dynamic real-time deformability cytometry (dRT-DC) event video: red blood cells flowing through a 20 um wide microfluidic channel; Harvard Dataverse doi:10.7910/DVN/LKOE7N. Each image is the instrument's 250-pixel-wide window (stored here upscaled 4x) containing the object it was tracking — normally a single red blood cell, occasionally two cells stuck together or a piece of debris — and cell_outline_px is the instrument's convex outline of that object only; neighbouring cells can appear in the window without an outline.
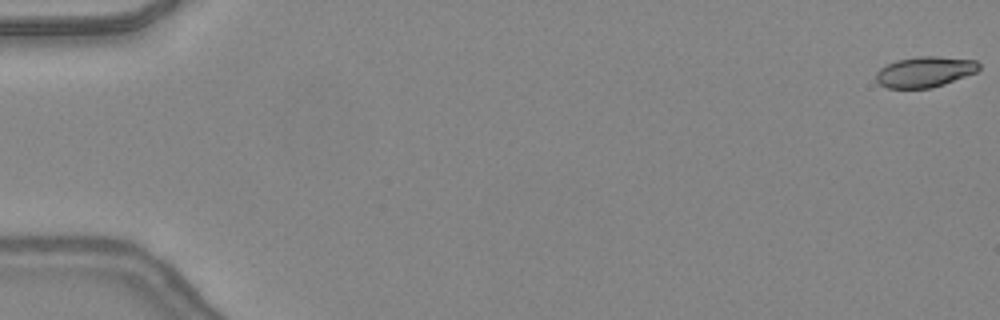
{"species": "common noctule bat (a hibernating species)", "species_latin": "Nyctalus noctula", "temperature_condition": "warm", "stored_images_in_passage": 48, "camera_frame_rate_fps": 3000, "um_per_image_px": 0.085, "animal": {"sex": "female", "body_mass_g": 24.6, "forearm_length_mm": 56.2}, "frame": {"image": 1, "passage_image": 1, "time_ms": 0.0, "image_size_px": [1000, 320], "cell_outline_px": [[980, 68], [976, 72], [944, 84], [932, 88], [888, 88], [880, 84], [876, 80], [876, 72], [880, 68], [896, 60], [920, 56], [936, 56], [976, 60], [980, 64]], "centroid_in_image_um": [78.61, 6.1], "position_along_channel_um": 6.4, "area_um2": 18.32}}
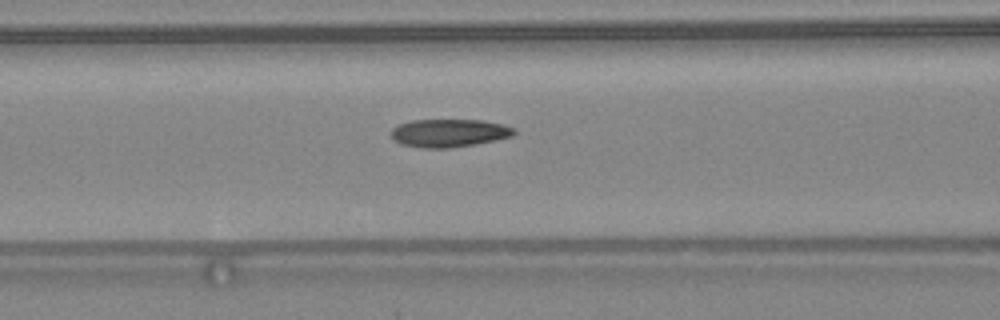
{"frame": {"image": 2, "passage_image": 21, "time_ms": 6.667, "image_size_px": [1000, 320], "cell_outline_px": [[516, 132], [512, 136], [496, 140], [476, 144], [448, 148], [420, 148], [400, 144], [388, 132], [392, 128], [400, 124], [412, 120], [480, 120], [500, 124], [516, 128]], "centroid_in_image_um": [38.15, 11.31], "position_along_channel_um": 128.4, "area_um2": 20.11}}
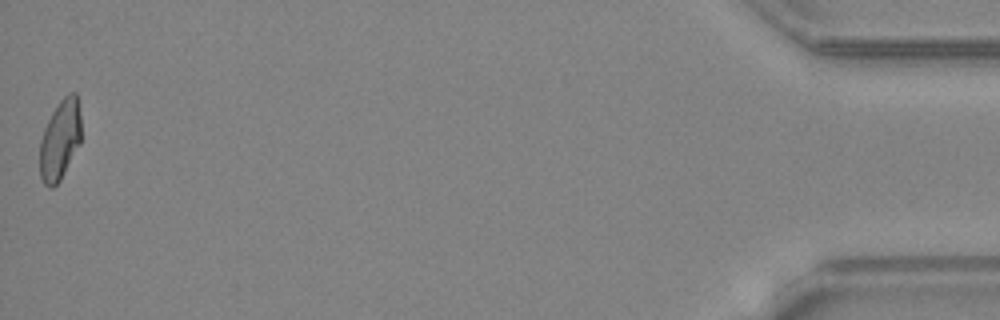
{"frame": {"image": 3, "passage_image": 48, "time_ms": 15.667, "image_size_px": [1000, 320], "cell_outline_px": [[80, 144], [60, 180], [52, 188], [48, 188], [44, 184], [40, 176], [40, 140], [44, 128], [52, 112], [60, 100], [68, 92], [76, 92], [80, 116]], "centroid_in_image_um": [5.09, 11.89], "position_along_channel_um": 430.1, "area_um2": 19.25}, "authors_computed_cell_mechanics": {"area_um2": 19.941, "velocity_mm_per_s": 4.4164, "shape_relaxation_time_tau1_ms": null, "shape_relaxation_time_tau2_ms": 1.2354, "deformation_change_tau1": null, "deformation_change_tau2": 0.0714}}